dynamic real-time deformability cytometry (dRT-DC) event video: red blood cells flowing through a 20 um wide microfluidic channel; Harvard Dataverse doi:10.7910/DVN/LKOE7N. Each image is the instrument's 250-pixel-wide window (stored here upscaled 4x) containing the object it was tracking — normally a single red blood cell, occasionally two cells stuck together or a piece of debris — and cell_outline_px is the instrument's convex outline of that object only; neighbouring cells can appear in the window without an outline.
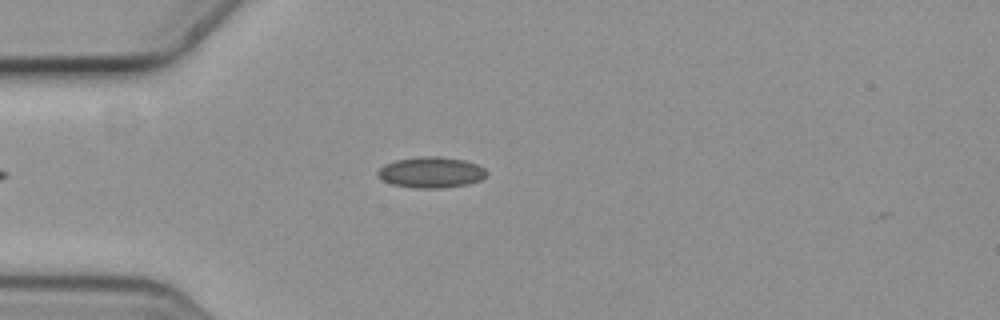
{"species": "common noctule bat (a hibernating species)", "species_latin": "Nyctalus noctula", "temperature_condition": "cold", "stored_images_in_passage": 4, "camera_frame_rate_fps": 3000, "um_per_image_px": 0.085, "animal": {"sex": "female", "body_mass_g": 19.3, "forearm_length_mm": 54.1}, "frame": {"image": 1, "passage_image": 4, "time_ms": 1.0, "image_size_px": [1000, 320], "cell_outline_px": [[488, 172], [480, 180], [468, 184], [440, 188], [416, 188], [392, 184], [376, 176], [376, 172], [384, 164], [396, 160], [420, 156], [440, 156], [464, 160], [476, 164], [484, 168]], "centroid_in_image_um": [36.62, 14.64], "position_along_channel_um": 48.4, "area_um2": 19.59}}